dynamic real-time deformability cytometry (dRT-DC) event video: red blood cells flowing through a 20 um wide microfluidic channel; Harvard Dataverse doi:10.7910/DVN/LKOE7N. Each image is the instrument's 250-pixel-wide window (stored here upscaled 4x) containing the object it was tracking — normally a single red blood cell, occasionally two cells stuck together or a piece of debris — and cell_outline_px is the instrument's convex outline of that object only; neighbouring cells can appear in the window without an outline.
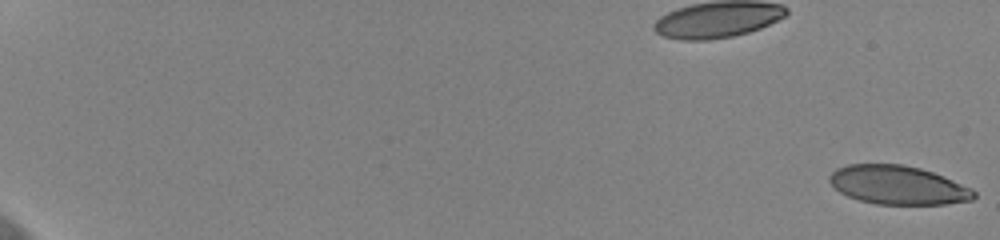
{"species": "human", "species_latin": "Homo sapiens", "temperature_condition": "cold", "stored_images_in_passage": 12, "camera_frame_rate_fps": 3000, "um_per_image_px": 0.085, "donor": {"sex": "female"}, "frame": {"image": 1, "passage_image": 1, "time_ms": 0.0, "image_size_px": [1000, 240], "cell_outline_px": [[976, 196], [972, 200], [944, 204], [876, 204], [860, 200], [848, 196], [840, 192], [828, 180], [828, 176], [836, 168], [848, 164], [900, 164], [920, 168], [944, 176], [972, 188], [976, 192]], "centroid_in_image_um": [76.33, 15.73], "position_along_channel_um": 8.7, "area_um2": 32.6}}